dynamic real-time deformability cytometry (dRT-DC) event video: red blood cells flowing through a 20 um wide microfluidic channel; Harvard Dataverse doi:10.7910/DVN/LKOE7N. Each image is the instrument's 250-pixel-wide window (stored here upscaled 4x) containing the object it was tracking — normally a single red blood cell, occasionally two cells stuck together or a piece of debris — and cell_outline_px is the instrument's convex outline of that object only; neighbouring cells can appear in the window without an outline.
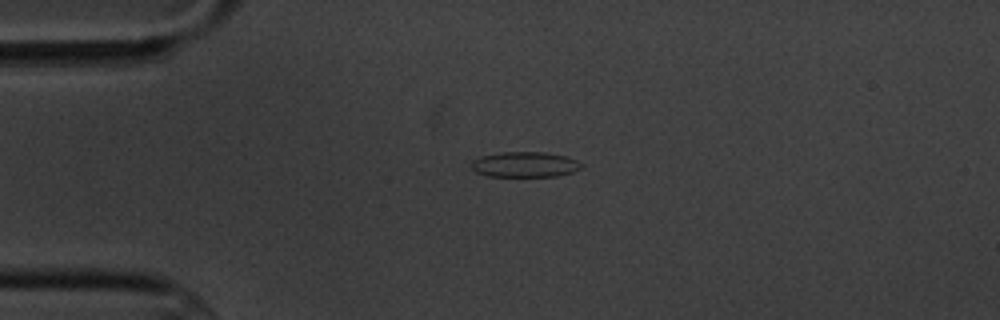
{"species": "common noctule bat (a hibernating species)", "species_latin": "Nyctalus noctula", "temperature_condition": "cold", "stored_images_in_passage": 7, "camera_frame_rate_fps": 3000, "um_per_image_px": 0.085, "animal": {"sex": "male", "body_mass_g": 20.1, "forearm_length_mm": 53.5}, "frame": {"image": 1, "passage_image": 7, "time_ms": 7.0, "image_size_px": [1000, 320], "cell_outline_px": [[584, 164], [580, 168], [572, 172], [556, 176], [488, 176], [476, 172], [472, 168], [472, 160], [484, 156], [500, 152], [544, 152], [568, 156]], "centroid_in_image_um": [44.64, 13.98], "position_along_channel_um": 40.4, "area_um2": 16.18}}